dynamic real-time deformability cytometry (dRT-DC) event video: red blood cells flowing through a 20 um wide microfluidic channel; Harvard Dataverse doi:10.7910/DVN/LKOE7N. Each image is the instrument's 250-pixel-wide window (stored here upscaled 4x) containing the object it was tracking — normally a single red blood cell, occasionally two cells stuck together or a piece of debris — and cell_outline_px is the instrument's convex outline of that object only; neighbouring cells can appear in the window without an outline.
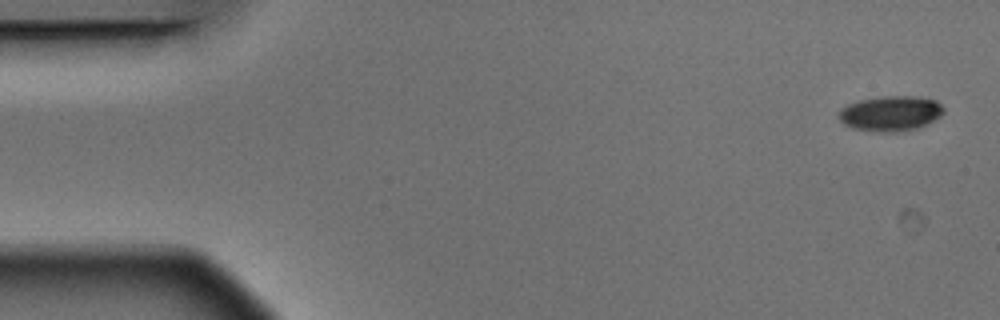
{"species": "Egyptian fruit bat (a non-hibernating species)", "species_latin": "Rousettus aegyptiacus", "temperature_condition": "warm", "stored_images_in_passage": 5, "camera_frame_rate_fps": 3000, "um_per_image_px": 0.085, "animal": {"sex": "male"}, "frame": {"image": 1, "passage_image": 1, "time_ms": 0.0, "image_size_px": [1000, 320], "cell_outline_px": [[944, 112], [940, 116], [916, 128], [896, 132], [884, 132], [852, 128], [844, 124], [840, 120], [840, 112], [848, 104], [860, 100], [880, 96], [916, 96], [936, 100], [944, 108]], "centroid_in_image_um": [75.71, 9.63], "position_along_channel_um": 9.3, "area_um2": 21.15}}
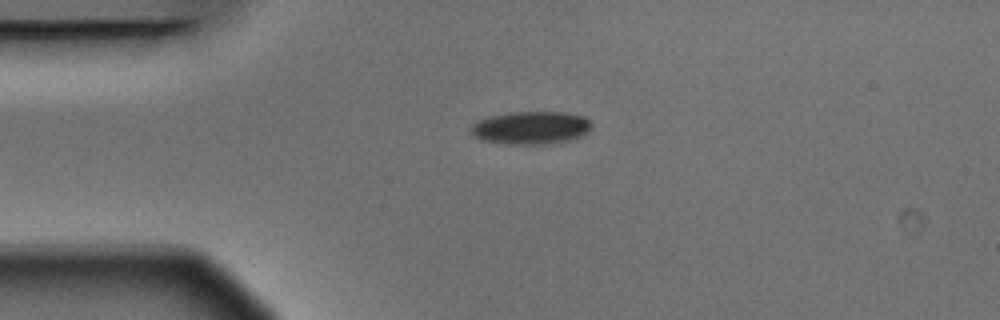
{"frame": {"image": 2, "passage_image": 4, "time_ms": 1.0, "image_size_px": [1000, 320], "cell_outline_px": [[592, 128], [588, 132], [572, 140], [544, 144], [504, 144], [480, 140], [468, 128], [472, 124], [488, 116], [516, 112], [568, 112], [584, 116], [592, 124]], "centroid_in_image_um": [45.14, 10.86], "position_along_channel_um": 39.9, "area_um2": 23.29}}